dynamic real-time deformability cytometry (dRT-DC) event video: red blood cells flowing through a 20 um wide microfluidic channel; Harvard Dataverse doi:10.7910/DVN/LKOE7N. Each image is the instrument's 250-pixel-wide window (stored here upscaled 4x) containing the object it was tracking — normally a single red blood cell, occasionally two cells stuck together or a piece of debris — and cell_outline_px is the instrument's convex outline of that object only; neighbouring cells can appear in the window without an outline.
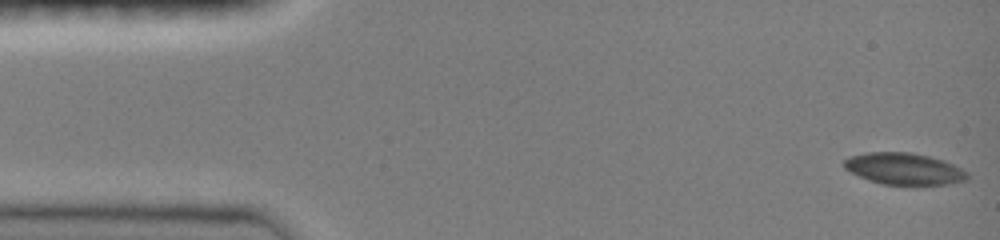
{"species": "common noctule bat (a hibernating species)", "species_latin": "Nyctalus noctula", "temperature_condition": "room temperature", "stored_images_in_passage": 14, "camera_frame_rate_fps": 3000, "um_per_image_px": 0.085, "animal": {"sex": "female", "body_mass_g": 19.0, "forearm_length_mm": 51.5}, "frame": {"image": 1, "passage_image": 1, "time_ms": 0.0, "image_size_px": [1000, 240], "cell_outline_px": [[968, 176], [964, 180], [944, 184], [884, 184], [860, 176], [844, 168], [844, 160], [852, 156], [868, 152], [912, 152], [944, 160], [960, 168]], "centroid_in_image_um": [76.82, 14.32], "position_along_channel_um": 8.2, "area_um2": 22.08}}